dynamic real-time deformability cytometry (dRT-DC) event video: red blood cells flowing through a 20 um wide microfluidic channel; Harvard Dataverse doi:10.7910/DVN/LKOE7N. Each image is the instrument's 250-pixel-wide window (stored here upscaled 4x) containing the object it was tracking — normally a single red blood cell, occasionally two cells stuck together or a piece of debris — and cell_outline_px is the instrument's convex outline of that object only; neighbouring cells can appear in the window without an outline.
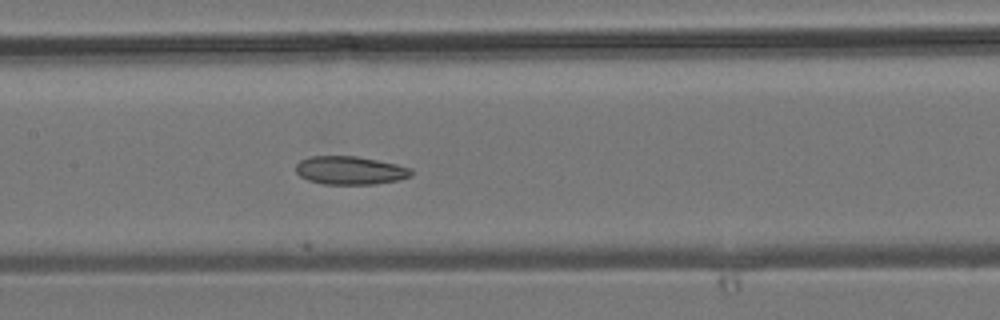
{"species": "common noctule bat (a hibernating species)", "species_latin": "Nyctalus noctula", "temperature_condition": "room temperature", "stored_images_in_passage": 24, "camera_frame_rate_fps": 3000, "um_per_image_px": 0.085, "animal": {"sex": "male", "body_mass_g": 19.2, "forearm_length_mm": 51.8}, "frame": {"image": 1, "passage_image": 20, "time_ms": 6.333, "image_size_px": [1000, 320], "cell_outline_px": [[412, 176], [400, 180], [372, 184], [324, 184], [308, 180], [300, 176], [296, 172], [296, 164], [300, 160], [312, 156], [356, 156], [396, 164], [412, 168]], "centroid_in_image_um": [29.77, 14.48], "position_along_channel_um": 177.6, "area_um2": 19.02}}
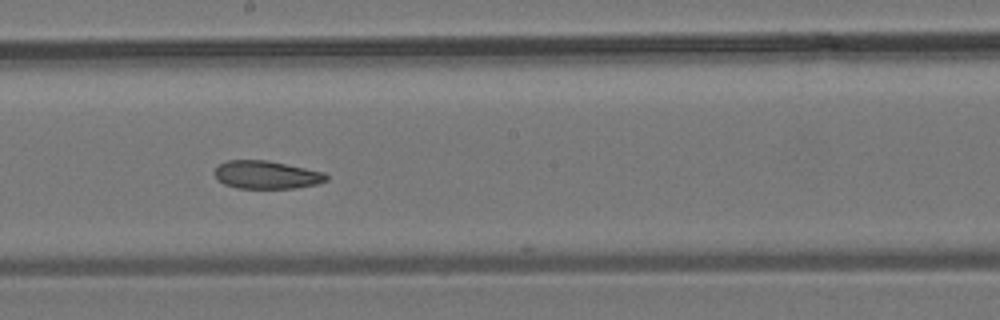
{"frame": {"image": 2, "passage_image": 23, "time_ms": 7.333, "image_size_px": [1000, 320], "cell_outline_px": [[328, 180], [316, 184], [296, 188], [236, 188], [224, 184], [216, 176], [216, 168], [220, 164], [228, 160], [268, 160], [324, 172], [328, 176]], "centroid_in_image_um": [22.68, 14.86], "position_along_channel_um": 225.5, "area_um2": 18.09}}